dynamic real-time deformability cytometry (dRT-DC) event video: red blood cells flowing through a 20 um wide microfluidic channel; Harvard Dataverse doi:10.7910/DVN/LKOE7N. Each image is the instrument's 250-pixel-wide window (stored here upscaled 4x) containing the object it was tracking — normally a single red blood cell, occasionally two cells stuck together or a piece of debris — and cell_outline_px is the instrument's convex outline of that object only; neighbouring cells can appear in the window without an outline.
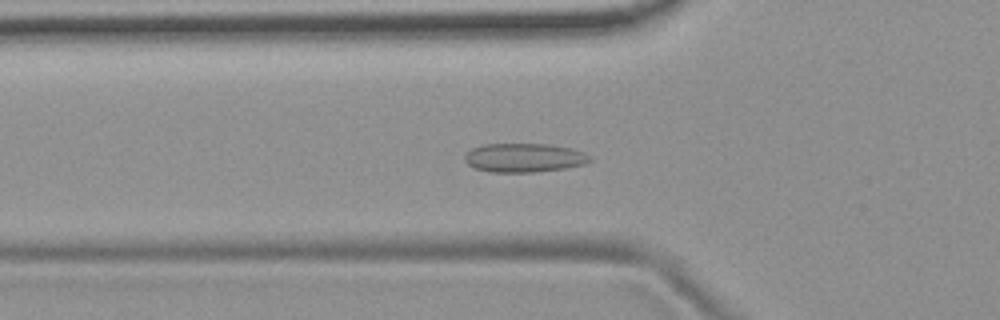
{"species": "common noctule bat (a hibernating species)", "species_latin": "Nyctalus noctula", "temperature_condition": "room temperature", "stored_images_in_passage": 54, "camera_frame_rate_fps": 3000, "um_per_image_px": 0.085, "animal": {"sex": "female", "body_mass_g": 19.9}, "frame": {"image": 1, "passage_image": 18, "time_ms": 5.667, "image_size_px": [1000, 320], "cell_outline_px": [[592, 160], [584, 164], [564, 168], [536, 172], [488, 172], [472, 168], [464, 160], [464, 156], [472, 148], [484, 144], [548, 144], [572, 148], [584, 152], [592, 156]], "centroid_in_image_um": [44.55, 13.41], "position_along_channel_um": 81.3, "area_um2": 21.27}}
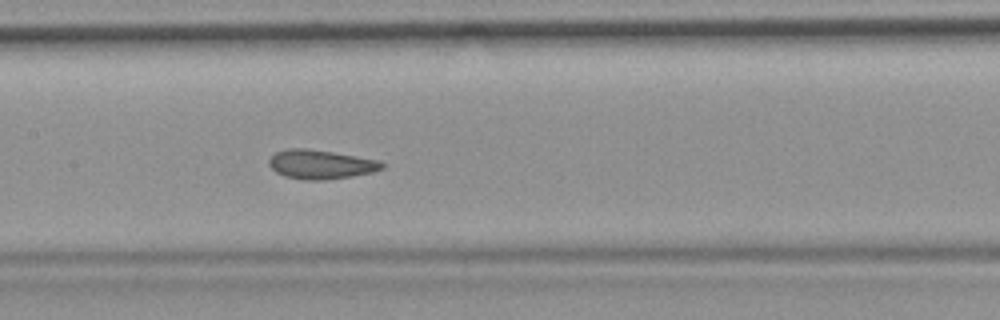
{"frame": {"image": 2, "passage_image": 26, "time_ms": 8.333, "image_size_px": [1000, 320], "cell_outline_px": [[384, 168], [372, 172], [352, 176], [324, 180], [304, 180], [284, 176], [276, 172], [268, 164], [268, 160], [276, 152], [288, 148], [308, 148], [380, 160], [384, 164]], "centroid_in_image_um": [27.25, 13.97], "position_along_channel_um": 180.1, "area_um2": 19.19}}
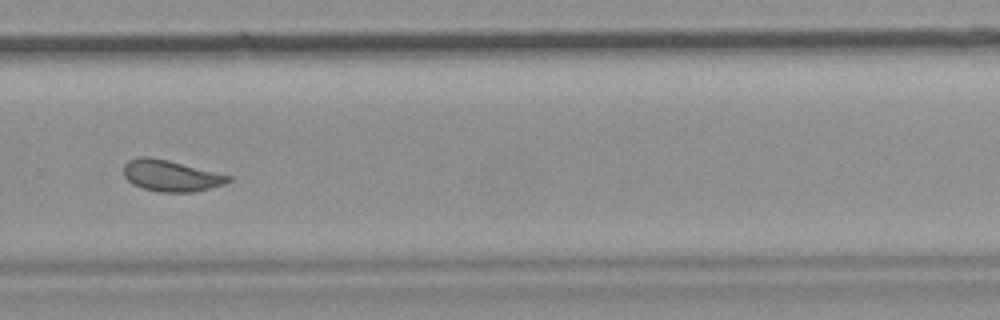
{"frame": {"image": 3, "passage_image": 37, "time_ms": 12.0, "image_size_px": [1000, 320], "cell_outline_px": [[232, 180], [224, 184], [192, 192], [160, 192], [144, 188], [132, 184], [124, 176], [124, 164], [128, 160], [140, 156], [148, 156], [168, 160], [232, 176]], "centroid_in_image_um": [14.51, 14.93], "position_along_channel_um": 315.3, "area_um2": 18.96}, "authors_computed_cell_mechanics": {"area_um2": 20.1144, "velocity_mm_per_s": 3.6967, "shape_relaxation_time_tau1_ms": null, "shape_relaxation_time_tau2_ms": 1.3976, "deformation_change_tau1": null, "deformation_change_tau2": 0.0492}}